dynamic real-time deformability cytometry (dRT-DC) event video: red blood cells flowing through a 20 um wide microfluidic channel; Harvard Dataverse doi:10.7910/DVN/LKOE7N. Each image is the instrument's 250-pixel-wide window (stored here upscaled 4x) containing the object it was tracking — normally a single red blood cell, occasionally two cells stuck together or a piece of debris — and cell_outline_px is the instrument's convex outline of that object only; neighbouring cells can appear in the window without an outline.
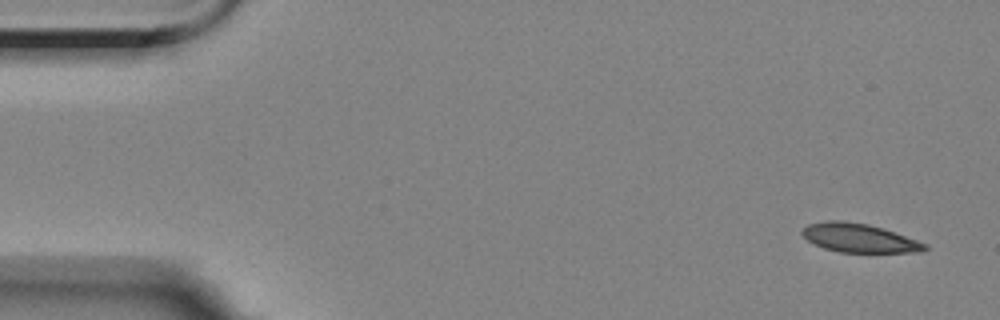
{"species": "Egyptian fruit bat (a non-hibernating species)", "species_latin": "Rousettus aegyptiacus", "temperature_condition": "room temperature", "stored_images_in_passage": 6, "camera_frame_rate_fps": 3000, "um_per_image_px": 0.085, "animal": {"sex": "female"}, "frame": {"image": 1, "passage_image": 1, "time_ms": 0.0, "image_size_px": [1000, 320], "cell_outline_px": [[928, 248], [920, 252], [840, 252], [824, 248], [808, 240], [800, 232], [808, 224], [824, 220], [844, 220], [868, 224], [884, 228], [928, 244]], "centroid_in_image_um": [73.04, 20.21], "position_along_channel_um": 12.0, "area_um2": 20.58}}
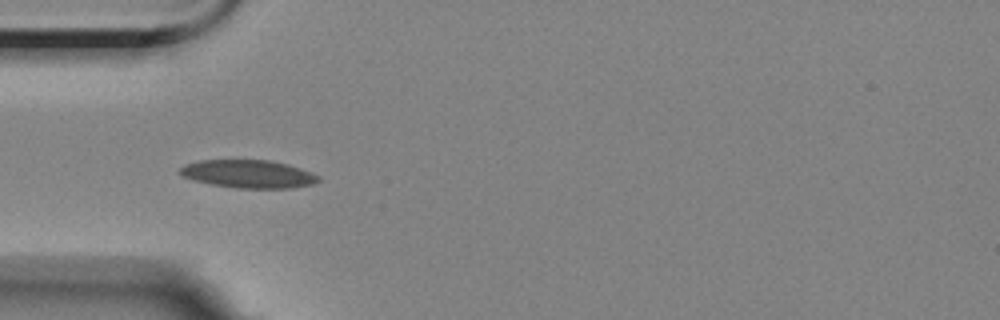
{"frame": {"image": 2, "passage_image": 5, "time_ms": 4.667, "image_size_px": [1000, 320], "cell_outline_px": [[320, 180], [312, 184], [292, 188], [236, 188], [212, 184], [192, 180], [180, 176], [176, 172], [184, 164], [200, 160], [268, 160], [288, 164], [312, 172], [320, 176]], "centroid_in_image_um": [21.07, 14.78], "position_along_channel_um": 63.9, "area_um2": 22.83}}
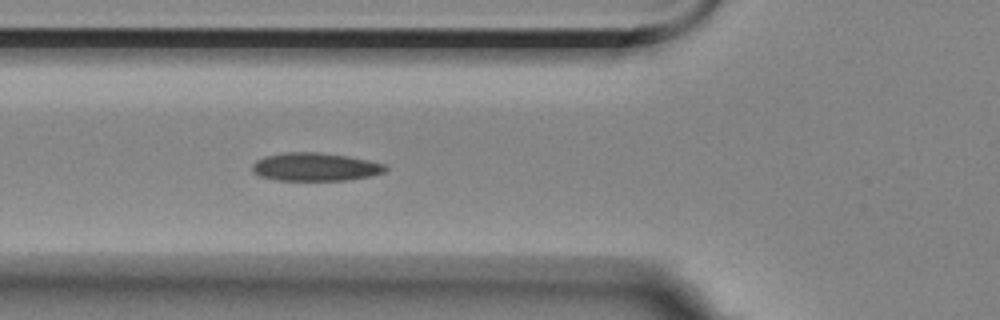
{"frame": {"image": 3, "passage_image": 6, "time_ms": 5.667, "image_size_px": [1000, 320], "cell_outline_px": [[388, 168], [384, 172], [372, 176], [348, 180], [276, 180], [260, 176], [252, 172], [252, 164], [256, 160], [264, 156], [284, 152], [320, 152], [348, 156], [368, 160], [384, 164]], "centroid_in_image_um": [26.78, 14.18], "position_along_channel_um": 99.0, "area_um2": 22.02}}